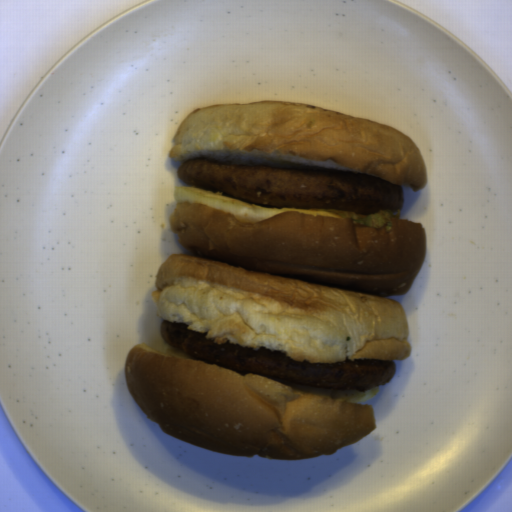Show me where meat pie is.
I'll return each mask as SVG.
<instances>
[{"instance_id": "obj_1", "label": "meat pie", "mask_w": 512, "mask_h": 512, "mask_svg": "<svg viewBox=\"0 0 512 512\" xmlns=\"http://www.w3.org/2000/svg\"><path fill=\"white\" fill-rule=\"evenodd\" d=\"M176 175L186 185L275 209H333L369 215L398 212L404 203L402 188L280 164L205 156L183 160Z\"/></svg>"}, {"instance_id": "obj_2", "label": "meat pie", "mask_w": 512, "mask_h": 512, "mask_svg": "<svg viewBox=\"0 0 512 512\" xmlns=\"http://www.w3.org/2000/svg\"><path fill=\"white\" fill-rule=\"evenodd\" d=\"M159 334L175 351L227 367L241 376H265L289 385L342 392H363L386 386L396 373L392 358L347 359L311 363L285 351L218 343L182 322L162 319Z\"/></svg>"}]
</instances>
